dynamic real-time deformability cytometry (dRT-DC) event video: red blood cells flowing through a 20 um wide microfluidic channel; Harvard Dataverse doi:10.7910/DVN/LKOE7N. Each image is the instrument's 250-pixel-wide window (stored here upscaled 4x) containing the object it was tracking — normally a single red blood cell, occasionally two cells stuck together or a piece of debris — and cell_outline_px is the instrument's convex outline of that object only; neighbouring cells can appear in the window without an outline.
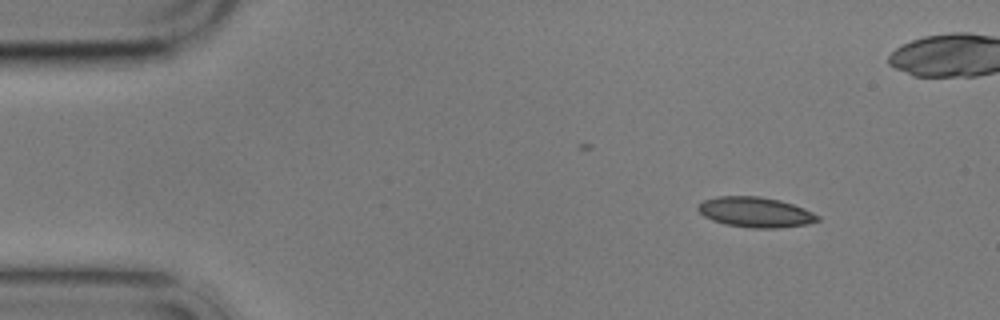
{"species": "common noctule bat (a hibernating species)", "species_latin": "Nyctalus noctula", "temperature_condition": "cold", "stored_images_in_passage": 5, "camera_frame_rate_fps": 3000, "um_per_image_px": 0.085, "animal": {"sex": "male", "body_mass_g": 17.9}, "frame": {"image": 1, "passage_image": 1, "time_ms": 0.0, "image_size_px": [1000, 320], "cell_outline_px": [[820, 220], [808, 224], [780, 228], [752, 228], [724, 224], [712, 220], [704, 216], [696, 208], [704, 200], [716, 196], [756, 196], [780, 200], [804, 208], [820, 216]], "centroid_in_image_um": [64.22, 18.04], "position_along_channel_um": 20.8, "area_um2": 21.1}}
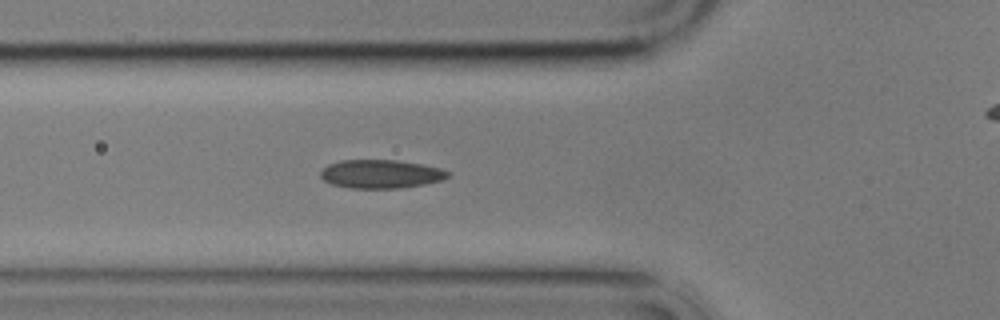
{"frame": {"image": 2, "passage_image": 5, "time_ms": 4.333, "image_size_px": [1000, 320], "cell_outline_px": [[452, 176], [444, 180], [424, 184], [400, 188], [348, 188], [332, 184], [324, 180], [320, 176], [320, 172], [328, 164], [340, 160], [396, 160], [420, 164], [440, 168], [452, 172]], "centroid_in_image_um": [32.41, 14.79], "position_along_channel_um": 93.4, "area_um2": 21.33}}